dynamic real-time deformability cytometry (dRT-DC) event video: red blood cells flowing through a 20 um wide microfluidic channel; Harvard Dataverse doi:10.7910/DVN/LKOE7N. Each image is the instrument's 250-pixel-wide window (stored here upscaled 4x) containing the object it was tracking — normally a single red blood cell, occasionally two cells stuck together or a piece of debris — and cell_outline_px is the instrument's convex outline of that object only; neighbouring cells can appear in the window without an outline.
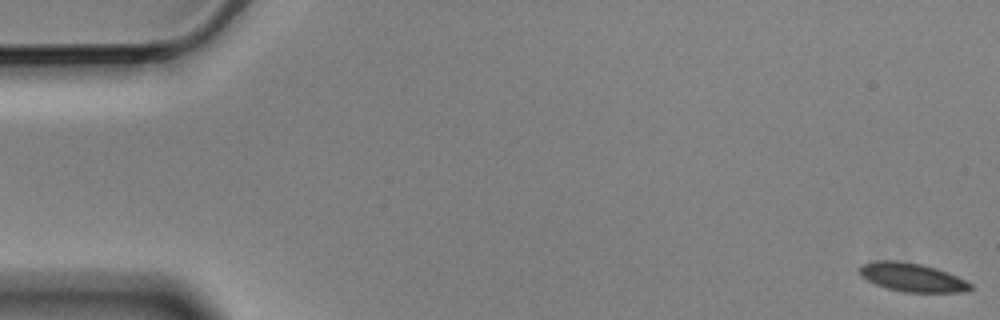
{"species": "Egyptian fruit bat (a non-hibernating species)", "species_latin": "Rousettus aegyptiacus", "temperature_condition": "cold", "stored_images_in_passage": 6, "camera_frame_rate_fps": 3000, "um_per_image_px": 0.085, "animal": {"sex": "male"}, "frame": {"image": 1, "passage_image": 1, "time_ms": 0.0, "image_size_px": [1000, 320], "cell_outline_px": [[972, 288], [964, 292], [904, 292], [888, 288], [876, 284], [860, 276], [856, 268], [860, 264], [880, 260], [896, 260], [920, 264], [936, 268], [948, 272], [972, 284]], "centroid_in_image_um": [77.48, 23.56], "position_along_channel_um": 7.5, "area_um2": 18.5}}